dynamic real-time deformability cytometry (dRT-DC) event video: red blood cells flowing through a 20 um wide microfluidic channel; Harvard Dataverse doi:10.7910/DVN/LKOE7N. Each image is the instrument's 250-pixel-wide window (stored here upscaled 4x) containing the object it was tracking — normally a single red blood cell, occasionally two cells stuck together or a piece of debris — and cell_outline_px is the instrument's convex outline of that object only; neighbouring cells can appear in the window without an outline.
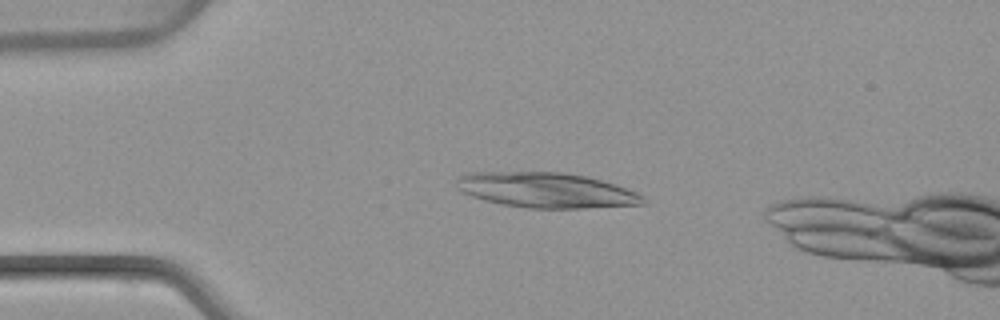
{"species": "common noctule bat (a hibernating species)", "species_latin": "Nyctalus noctula", "temperature_condition": "warm", "stored_images_in_passage": 2, "camera_frame_rate_fps": 3000, "um_per_image_px": 0.085, "animal": {"sex": "female", "body_mass_g": 22.7, "forearm_length_mm": 54.2}, "frame": {"image": 1, "passage_image": 2, "time_ms": 1.0, "image_size_px": [1000, 320], "cell_outline_px": [[648, 204], [584, 208], [528, 208], [500, 204], [484, 200], [460, 192], [456, 188], [456, 180], [460, 176], [468, 172], [564, 172], [584, 176], [616, 184], [636, 192], [644, 196]], "centroid_in_image_um": [46.42, 16.17], "position_along_channel_um": 38.6, "area_um2": 38.49}}